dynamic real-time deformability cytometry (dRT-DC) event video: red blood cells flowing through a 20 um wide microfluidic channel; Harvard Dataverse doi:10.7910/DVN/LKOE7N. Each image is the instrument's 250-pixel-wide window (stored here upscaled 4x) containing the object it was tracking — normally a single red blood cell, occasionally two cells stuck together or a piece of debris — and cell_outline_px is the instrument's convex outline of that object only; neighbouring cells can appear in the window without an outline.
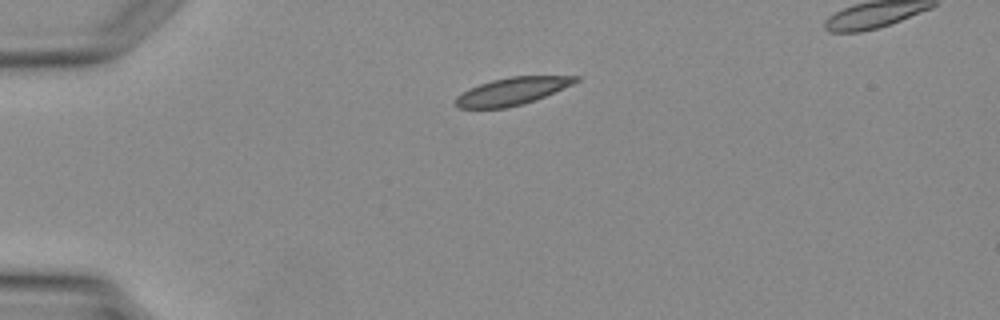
{"species": "Egyptian fruit bat (a non-hibernating species)", "species_latin": "Rousettus aegyptiacus", "temperature_condition": "warm", "stored_images_in_passage": 2, "camera_frame_rate_fps": 3000, "um_per_image_px": 0.085, "animal": {"sex": "female"}, "frame": {"image": 1, "passage_image": 1, "time_ms": 0.0, "image_size_px": [1000, 320], "cell_outline_px": [[580, 80], [572, 84], [536, 100], [524, 104], [508, 108], [456, 108], [452, 104], [456, 96], [468, 88], [492, 80], [512, 76], [580, 76]], "centroid_in_image_um": [43.47, 7.77], "position_along_channel_um": 41.5, "area_um2": 19.36}}